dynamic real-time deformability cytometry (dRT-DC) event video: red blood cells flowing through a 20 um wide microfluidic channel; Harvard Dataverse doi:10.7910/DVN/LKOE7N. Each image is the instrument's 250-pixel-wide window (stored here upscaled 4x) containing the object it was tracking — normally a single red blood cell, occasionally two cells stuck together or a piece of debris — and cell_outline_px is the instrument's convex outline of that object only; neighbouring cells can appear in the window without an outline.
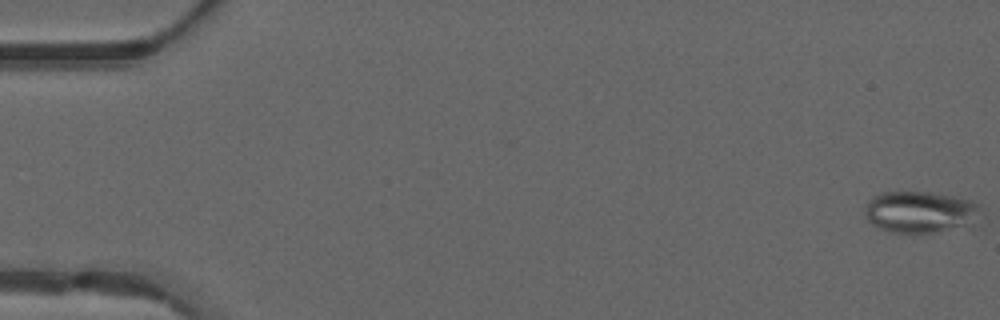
{"species": "common noctule bat (a hibernating species)", "species_latin": "Nyctalus noctula", "temperature_condition": "warm", "stored_images_in_passage": 15, "camera_frame_rate_fps": 3000, "um_per_image_px": 0.085, "animal": {"sex": "male", "forearm_length_mm": 52.5}, "frame": {"image": 1, "passage_image": 1, "time_ms": 0.0, "image_size_px": [1000, 320], "cell_outline_px": [[980, 220], [972, 228], [912, 236], [880, 228], [872, 224], [864, 216], [864, 212], [868, 200], [872, 196], [884, 192], [928, 192], [952, 196], [972, 200], [976, 204], [980, 216]], "centroid_in_image_um": [78.28, 18.08], "position_along_channel_um": 6.7, "area_um2": 29.25}}